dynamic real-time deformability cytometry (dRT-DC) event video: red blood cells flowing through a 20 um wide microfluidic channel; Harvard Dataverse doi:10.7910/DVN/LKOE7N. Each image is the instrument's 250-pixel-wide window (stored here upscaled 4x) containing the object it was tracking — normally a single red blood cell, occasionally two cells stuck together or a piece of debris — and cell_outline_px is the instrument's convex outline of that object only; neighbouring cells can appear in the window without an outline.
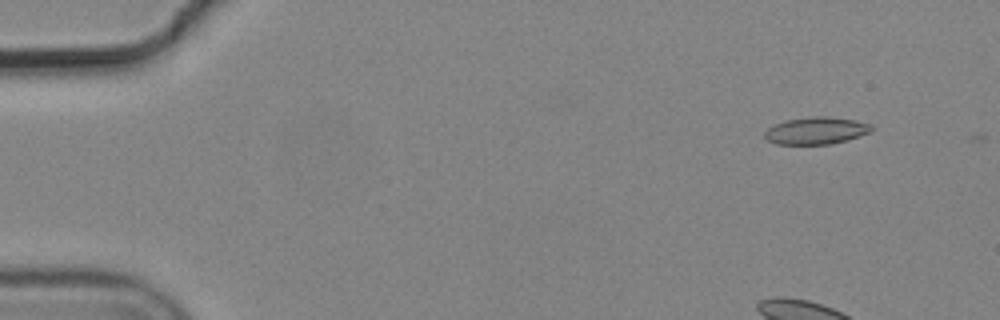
{"species": "common noctule bat (a hibernating species)", "species_latin": "Nyctalus noctula", "temperature_condition": "cold", "stored_images_in_passage": 3, "camera_frame_rate_fps": 3000, "um_per_image_px": 0.085, "animal": {"sex": "male", "body_mass_g": 19.2, "forearm_length_mm": 51.8}, "frame": {"image": 1, "passage_image": 2, "time_ms": 0.333, "image_size_px": [1000, 320], "cell_outline_px": [[876, 128], [872, 132], [848, 140], [832, 144], [776, 144], [768, 140], [764, 136], [764, 132], [768, 128], [776, 124], [788, 120], [812, 116], [828, 116], [856, 120], [872, 124]], "centroid_in_image_um": [69.45, 11.1], "position_along_channel_um": 15.5, "area_um2": 17.11}}